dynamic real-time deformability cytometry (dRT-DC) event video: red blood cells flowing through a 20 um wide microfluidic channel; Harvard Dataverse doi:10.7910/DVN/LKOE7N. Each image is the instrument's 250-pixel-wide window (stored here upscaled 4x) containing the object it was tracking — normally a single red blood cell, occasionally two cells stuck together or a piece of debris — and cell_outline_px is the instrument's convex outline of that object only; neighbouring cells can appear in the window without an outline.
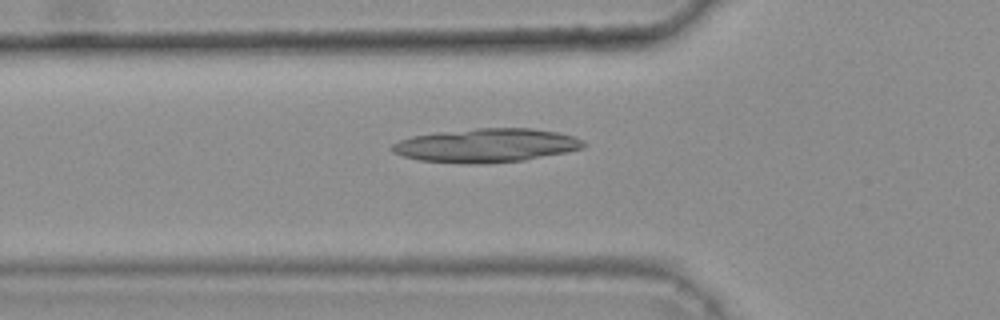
{"species": "common noctule bat (a hibernating species)", "species_latin": "Nyctalus noctula", "temperature_condition": "warm", "stored_images_in_passage": 46, "camera_frame_rate_fps": 3000, "um_per_image_px": 0.085, "animal": {"sex": "female", "body_mass_g": 25.1}, "frame": {"image": 1, "passage_image": 17, "time_ms": 5.333, "image_size_px": [1000, 320], "cell_outline_px": [[584, 144], [580, 148], [564, 152], [524, 160], [480, 164], [468, 164], [420, 160], [404, 156], [392, 152], [388, 148], [392, 144], [400, 140], [412, 136], [436, 132], [476, 128], [532, 128], [556, 132], [572, 136], [584, 140]], "centroid_in_image_um": [41.26, 12.35], "position_along_channel_um": 84.5, "area_um2": 37.51}}
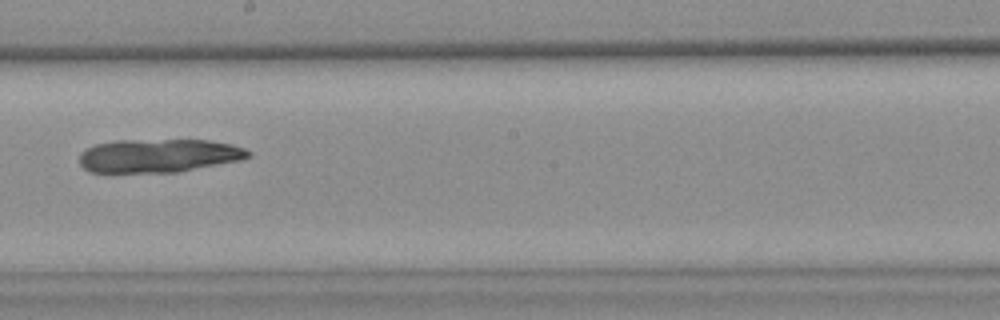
{"frame": {"image": 2, "passage_image": 29, "time_ms": 9.333, "image_size_px": [1000, 320], "cell_outline_px": [[252, 156], [240, 160], [176, 172], [88, 172], [80, 164], [80, 152], [96, 144], [116, 140], [208, 140], [232, 144], [244, 148], [252, 152]], "centroid_in_image_um": [13.49, 13.22], "position_along_channel_um": 234.7, "area_um2": 32.89}}
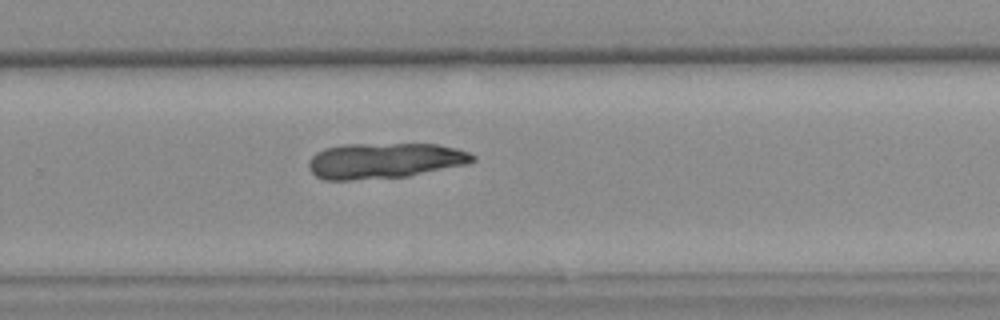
{"frame": {"image": 3, "passage_image": 34, "time_ms": 11.0, "image_size_px": [1000, 320], "cell_outline_px": [[476, 160], [468, 164], [408, 176], [352, 180], [324, 180], [316, 176], [308, 168], [308, 160], [316, 152], [324, 148], [344, 144], [436, 144], [456, 148], [468, 152], [476, 156]], "centroid_in_image_um": [32.67, 13.65], "position_along_channel_um": 297.1, "area_um2": 34.22}}